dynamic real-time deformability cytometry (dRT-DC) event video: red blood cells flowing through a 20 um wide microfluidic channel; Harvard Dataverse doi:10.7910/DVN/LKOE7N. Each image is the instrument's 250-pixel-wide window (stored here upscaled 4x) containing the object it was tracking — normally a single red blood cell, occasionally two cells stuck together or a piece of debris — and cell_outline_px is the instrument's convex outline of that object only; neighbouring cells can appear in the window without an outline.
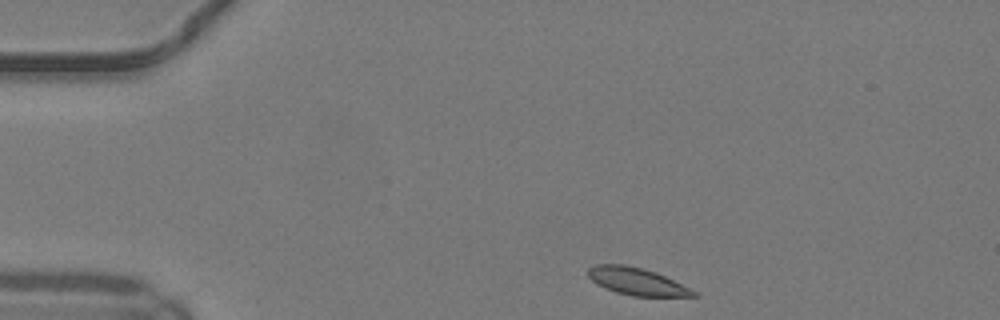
{"species": "common noctule bat (a hibernating species)", "species_latin": "Nyctalus noctula", "temperature_condition": "warm", "stored_images_in_passage": 3, "camera_frame_rate_fps": 3000, "um_per_image_px": 0.085, "animal": {"sex": "male", "body_mass_g": 19.2, "forearm_length_mm": 51.8}, "frame": {"image": 1, "passage_image": 1, "time_ms": 0.0, "image_size_px": [1000, 320], "cell_outline_px": [[700, 296], [632, 296], [616, 292], [604, 288], [596, 284], [588, 276], [588, 268], [596, 264], [624, 264], [644, 268], [656, 272], [696, 292]], "centroid_in_image_um": [54.07, 23.91], "position_along_channel_um": 30.9, "area_um2": 16.65}}